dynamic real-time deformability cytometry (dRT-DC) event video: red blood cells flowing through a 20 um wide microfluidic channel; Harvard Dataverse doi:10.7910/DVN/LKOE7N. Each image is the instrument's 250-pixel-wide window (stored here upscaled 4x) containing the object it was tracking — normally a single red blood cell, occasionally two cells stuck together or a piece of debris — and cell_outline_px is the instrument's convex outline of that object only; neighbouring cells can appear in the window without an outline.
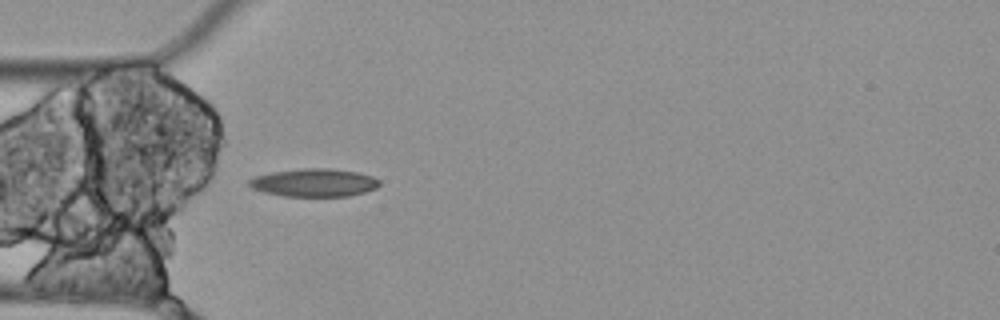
{"species": "Egyptian fruit bat (a non-hibernating species)", "species_latin": "Rousettus aegyptiacus", "temperature_condition": "cold", "stored_images_in_passage": 4, "camera_frame_rate_fps": 3000, "um_per_image_px": 0.085, "animal": {"sex": "female"}, "frame": {"image": 1, "passage_image": 4, "time_ms": 1.0, "image_size_px": [1000, 320], "cell_outline_px": [[380, 184], [376, 188], [364, 192], [348, 196], [284, 196], [264, 192], [252, 188], [248, 184], [248, 180], [252, 176], [272, 172], [300, 168], [328, 168], [356, 172], [372, 176], [380, 180]], "centroid_in_image_um": [26.67, 15.52], "position_along_channel_um": 58.3, "area_um2": 21.33}}